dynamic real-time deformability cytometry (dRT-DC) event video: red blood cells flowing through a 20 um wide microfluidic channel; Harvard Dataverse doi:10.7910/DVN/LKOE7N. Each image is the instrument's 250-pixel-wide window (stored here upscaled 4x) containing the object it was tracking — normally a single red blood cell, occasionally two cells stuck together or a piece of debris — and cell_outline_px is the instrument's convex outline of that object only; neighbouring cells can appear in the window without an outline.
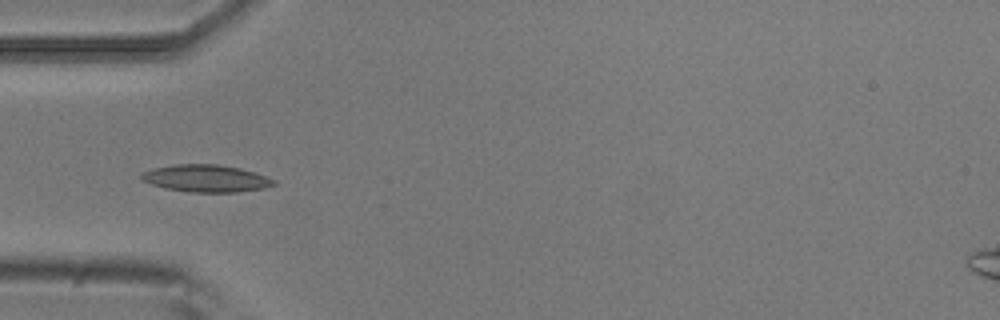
{"species": "common noctule bat (a hibernating species)", "species_latin": "Nyctalus noctula", "temperature_condition": "room temperature", "stored_images_in_passage": 6, "camera_frame_rate_fps": 3000, "um_per_image_px": 0.085, "animal": {"sex": "male", "body_mass_g": 20.5, "forearm_length_mm": 52.5}, "frame": {"image": 1, "passage_image": 4, "time_ms": 1.0, "image_size_px": [1000, 320], "cell_outline_px": [[276, 184], [264, 188], [236, 192], [188, 192], [164, 188], [140, 180], [140, 176], [144, 172], [156, 168], [176, 164], [216, 164], [240, 168], [276, 180]], "centroid_in_image_um": [17.5, 15.17], "position_along_channel_um": 67.5, "area_um2": 20.81}}
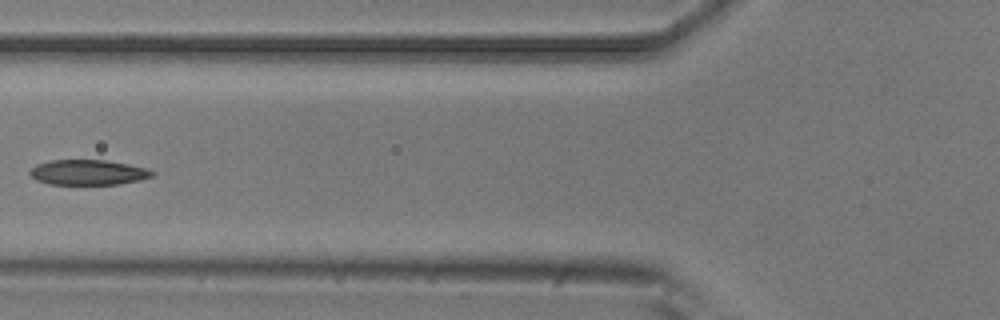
{"frame": {"image": 2, "passage_image": 5, "time_ms": 1.333, "image_size_px": [1000, 320], "cell_outline_px": [[156, 172], [152, 176], [140, 180], [116, 184], [48, 184], [36, 180], [28, 172], [36, 164], [52, 160], [104, 160], [128, 164], [148, 168]], "centroid_in_image_um": [7.49, 14.65], "position_along_channel_um": 118.3, "area_um2": 17.92}}
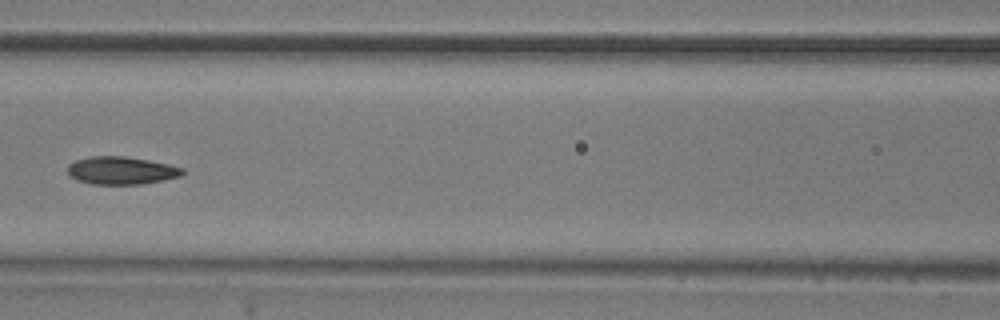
{"frame": {"image": 3, "passage_image": 6, "time_ms": 1.667, "image_size_px": [1000, 320], "cell_outline_px": [[184, 172], [180, 176], [164, 180], [140, 184], [92, 184], [80, 180], [72, 176], [68, 172], [68, 164], [76, 160], [88, 156], [124, 156], [148, 160], [168, 164], [184, 168]], "centroid_in_image_um": [10.33, 14.48], "position_along_channel_um": 156.3, "area_um2": 18.44}}